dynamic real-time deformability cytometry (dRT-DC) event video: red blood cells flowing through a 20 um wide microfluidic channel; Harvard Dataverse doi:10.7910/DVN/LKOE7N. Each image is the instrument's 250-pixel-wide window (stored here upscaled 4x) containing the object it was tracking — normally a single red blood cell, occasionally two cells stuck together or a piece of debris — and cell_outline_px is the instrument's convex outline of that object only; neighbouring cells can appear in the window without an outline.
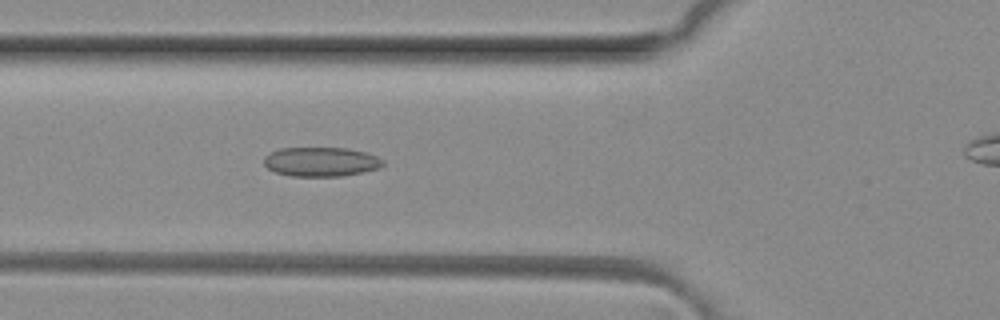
{"species": "common noctule bat (a hibernating species)", "species_latin": "Nyctalus noctula", "temperature_condition": "room temperature", "stored_images_in_passage": 6, "camera_frame_rate_fps": 3000, "um_per_image_px": 0.085, "animal": {"sex": "female", "body_mass_g": 29.2, "forearm_length_mm": 56.3}, "frame": {"image": 1, "passage_image": 5, "time_ms": 1.333, "image_size_px": [1000, 320], "cell_outline_px": [[384, 164], [380, 168], [364, 172], [340, 176], [292, 176], [276, 172], [268, 168], [264, 164], [264, 156], [280, 148], [348, 148], [364, 152], [376, 156], [384, 160]], "centroid_in_image_um": [27.3, 13.75], "position_along_channel_um": 98.5, "area_um2": 20.29}}